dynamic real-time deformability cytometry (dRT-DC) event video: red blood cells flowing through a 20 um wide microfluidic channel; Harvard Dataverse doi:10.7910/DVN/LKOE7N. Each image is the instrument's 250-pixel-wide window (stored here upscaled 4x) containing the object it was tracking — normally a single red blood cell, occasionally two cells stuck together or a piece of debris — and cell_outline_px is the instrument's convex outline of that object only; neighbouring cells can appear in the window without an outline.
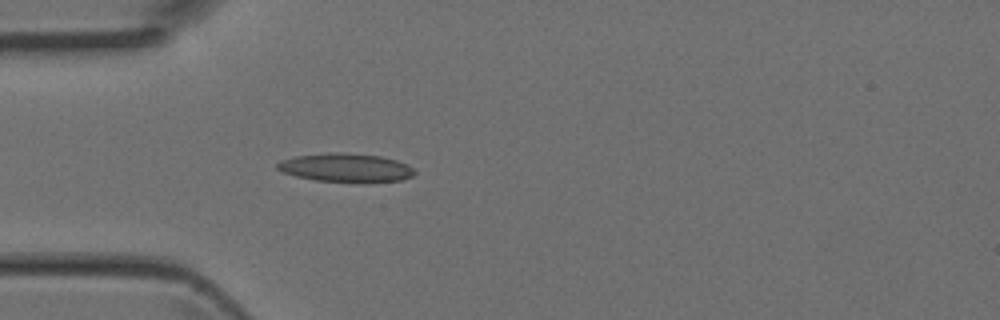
{"species": "Egyptian fruit bat (a non-hibernating species)", "species_latin": "Rousettus aegyptiacus", "temperature_condition": "room temperature", "stored_images_in_passage": 4, "camera_frame_rate_fps": 3000, "um_per_image_px": 0.085, "animal": {"sex": "female"}, "frame": {"image": 1, "passage_image": 4, "time_ms": 1.0, "image_size_px": [1000, 320], "cell_outline_px": [[416, 172], [412, 176], [400, 180], [360, 184], [316, 180], [296, 176], [284, 172], [276, 168], [276, 164], [280, 160], [296, 156], [328, 152], [340, 152], [380, 156], [396, 160], [408, 164]], "centroid_in_image_um": [29.41, 14.27], "position_along_channel_um": 55.6, "area_um2": 23.29}}